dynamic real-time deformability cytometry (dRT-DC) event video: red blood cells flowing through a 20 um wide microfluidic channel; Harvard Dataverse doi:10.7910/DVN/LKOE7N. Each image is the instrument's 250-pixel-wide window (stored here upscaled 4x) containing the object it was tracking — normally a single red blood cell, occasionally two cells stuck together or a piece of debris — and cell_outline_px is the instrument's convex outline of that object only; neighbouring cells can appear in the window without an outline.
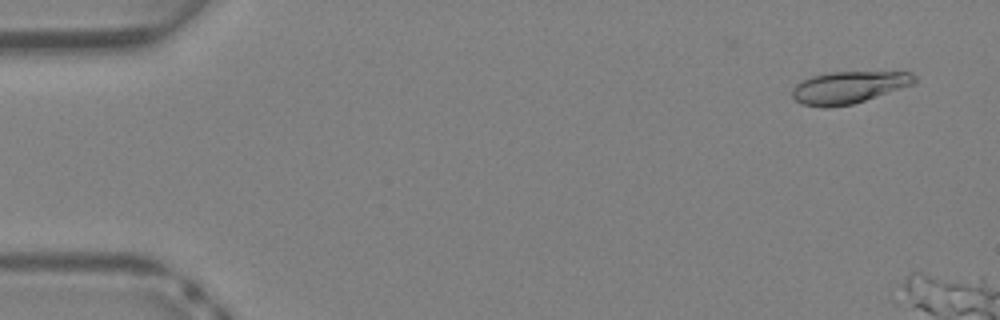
{"species": "Egyptian fruit bat (a non-hibernating species)", "species_latin": "Rousettus aegyptiacus", "temperature_condition": "warm", "stored_images_in_passage": 12, "camera_frame_rate_fps": 3000, "um_per_image_px": 0.085, "animal": {"sex": "female"}, "frame": {"image": 1, "passage_image": 3, "time_ms": 0.667, "image_size_px": [1000, 320], "cell_outline_px": [[916, 80], [912, 84], [852, 104], [828, 108], [804, 104], [796, 100], [792, 96], [792, 88], [796, 84], [812, 76], [828, 72], [912, 72], [916, 76]], "centroid_in_image_um": [72.11, 7.42], "position_along_channel_um": 12.9, "area_um2": 22.48}}